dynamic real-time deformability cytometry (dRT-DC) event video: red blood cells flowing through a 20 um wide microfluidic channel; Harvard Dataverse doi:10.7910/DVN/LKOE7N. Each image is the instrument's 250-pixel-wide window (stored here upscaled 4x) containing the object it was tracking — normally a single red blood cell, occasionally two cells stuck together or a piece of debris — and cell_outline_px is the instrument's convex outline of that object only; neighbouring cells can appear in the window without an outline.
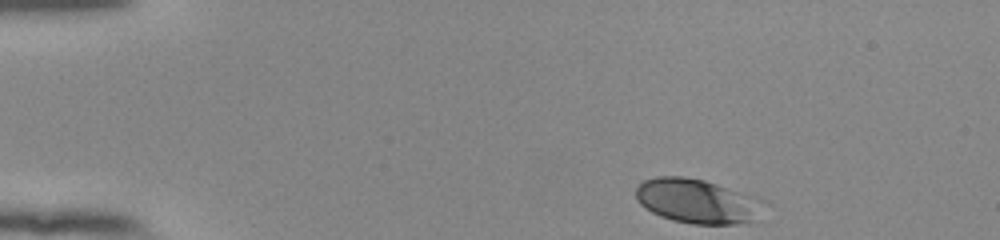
{"species": "human", "species_latin": "Homo sapiens", "temperature_condition": "room temperature", "stored_images_in_passage": 38, "camera_frame_rate_fps": 3000, "um_per_image_px": 0.085, "donor": {"sex": "female"}, "frame": {"image": 1, "passage_image": 1, "time_ms": 0.0, "image_size_px": [1000, 240], "cell_outline_px": [[756, 220], [736, 224], [692, 224], [672, 220], [660, 216], [644, 208], [636, 200], [636, 184], [644, 180], [656, 176], [684, 176], [704, 180], [728, 188], [748, 196], [752, 200]], "centroid_in_image_um": [59.0, 17.08], "position_along_channel_um": 26.0, "area_um2": 31.85}}
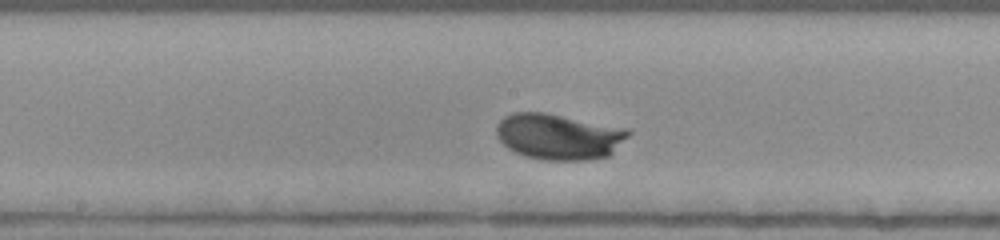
{"frame": {"image": 2, "passage_image": 22, "time_ms": 7.0, "image_size_px": [1000, 240], "cell_outline_px": [[632, 132], [608, 156], [588, 160], [540, 160], [524, 156], [508, 148], [496, 136], [496, 124], [504, 116], [512, 112], [544, 112], [628, 128]], "centroid_in_image_um": [47.47, 11.6], "position_along_channel_um": 200.7, "area_um2": 35.43}}
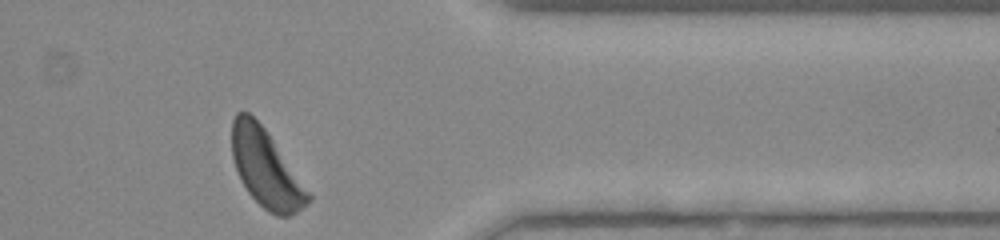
{"frame": {"image": 3, "passage_image": 38, "time_ms": 12.333, "image_size_px": [1000, 240], "cell_outline_px": [[312, 200], [308, 204], [296, 212], [288, 216], [276, 216], [268, 212], [248, 192], [240, 180], [232, 156], [232, 120], [236, 112], [248, 112], [264, 128], [312, 196]], "centroid_in_image_um": [22.59, 14.34], "position_along_channel_um": 388.8, "area_um2": 33.87}, "authors_computed_cell_mechanics": {"area_um2": 33.4373, "velocity_mm_per_s": 3.7644, "shape_relaxation_time_tau1_ms": 2.3431, "shape_relaxation_time_tau2_ms": null, "deformation_change_tau1": 0.1474, "deformation_change_tau2": null}}